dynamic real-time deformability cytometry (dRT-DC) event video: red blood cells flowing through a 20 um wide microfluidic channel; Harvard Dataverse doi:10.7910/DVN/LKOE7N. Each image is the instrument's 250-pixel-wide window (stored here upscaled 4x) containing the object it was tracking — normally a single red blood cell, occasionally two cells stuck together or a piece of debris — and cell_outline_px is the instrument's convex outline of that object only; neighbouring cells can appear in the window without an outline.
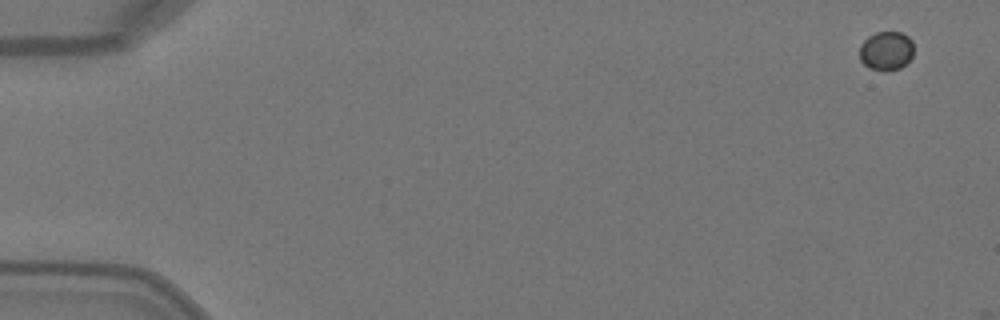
{"species": "Egyptian fruit bat (a non-hibernating species)", "species_latin": "Rousettus aegyptiacus", "temperature_condition": "warm", "stored_images_in_passage": 4, "segment_of_instrument_passage": [2, 2], "camera_frame_rate_fps": 3000, "um_per_image_px": 0.085, "animal": {"sex": "female"}, "frame": {"image": 1, "passage_image": 4, "time_ms": 1.0, "image_size_px": [1000, 320], "cell_outline_px": [[912, 56], [900, 68], [884, 72], [868, 68], [860, 60], [860, 44], [868, 36], [876, 32], [900, 32], [908, 36], [912, 40]], "centroid_in_image_um": [75.3, 4.32], "position_along_channel_um": 9.7, "area_um2": 12.37}}